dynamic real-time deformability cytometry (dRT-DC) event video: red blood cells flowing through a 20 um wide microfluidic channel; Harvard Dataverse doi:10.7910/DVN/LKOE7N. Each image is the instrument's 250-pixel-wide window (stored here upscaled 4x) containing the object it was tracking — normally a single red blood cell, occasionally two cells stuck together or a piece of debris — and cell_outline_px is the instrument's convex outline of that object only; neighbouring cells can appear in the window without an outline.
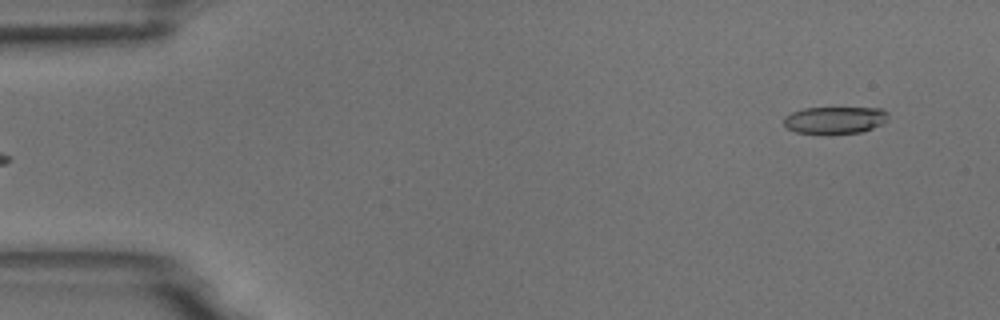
{"species": "common noctule bat (a hibernating species)", "species_latin": "Nyctalus noctula", "temperature_condition": "room temperature", "stored_images_in_passage": 6, "camera_frame_rate_fps": 3000, "um_per_image_px": 0.085, "animal": {"sex": "male", "body_mass_g": 18.8}, "frame": {"image": 1, "passage_image": 6, "time_ms": 1.667, "image_size_px": [1000, 320], "cell_outline_px": [[888, 120], [872, 128], [860, 132], [796, 132], [788, 128], [784, 124], [784, 116], [792, 112], [804, 108], [880, 108], [888, 112]], "centroid_in_image_um": [70.98, 10.17], "position_along_channel_um": 14.0, "area_um2": 16.01}}